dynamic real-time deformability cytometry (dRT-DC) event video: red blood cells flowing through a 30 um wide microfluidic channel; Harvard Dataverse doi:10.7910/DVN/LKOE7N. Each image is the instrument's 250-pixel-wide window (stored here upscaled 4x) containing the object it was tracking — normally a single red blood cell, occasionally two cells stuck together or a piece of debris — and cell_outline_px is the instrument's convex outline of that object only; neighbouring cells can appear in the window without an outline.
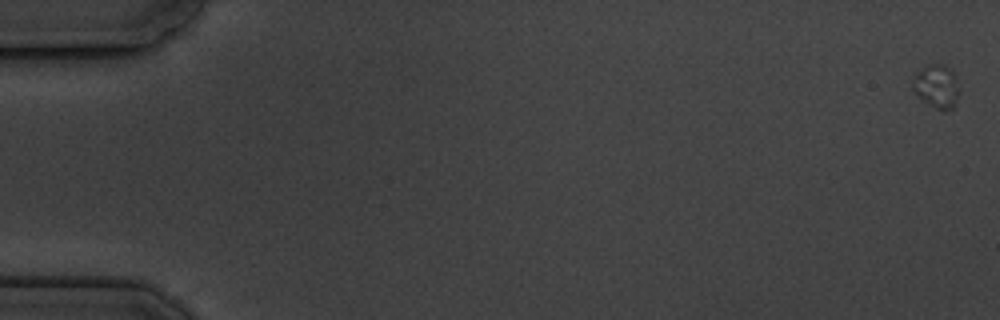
{"species": "common noctule bat (a hibernating species)", "species_latin": "Nyctalus noctula", "temperature_condition": "cold", "stored_images_in_passage": 3, "camera_frame_rate_fps": 3000, "um_per_image_px": 0.085, "animal": {"sex": "male", "body_mass_g": 19.5, "forearm_length_mm": 54.6}, "frame": {"image": 1, "passage_image": 1, "time_ms": 0.0, "image_size_px": [1000, 320], "cell_outline_px": [[956, 104], [952, 108], [944, 112], [936, 108], [916, 96], [912, 88], [916, 72], [920, 68], [928, 64], [944, 64], [952, 72], [956, 88]], "centroid_in_image_um": [79.55, 7.34], "position_along_channel_um": 5.5, "area_um2": 11.39}}